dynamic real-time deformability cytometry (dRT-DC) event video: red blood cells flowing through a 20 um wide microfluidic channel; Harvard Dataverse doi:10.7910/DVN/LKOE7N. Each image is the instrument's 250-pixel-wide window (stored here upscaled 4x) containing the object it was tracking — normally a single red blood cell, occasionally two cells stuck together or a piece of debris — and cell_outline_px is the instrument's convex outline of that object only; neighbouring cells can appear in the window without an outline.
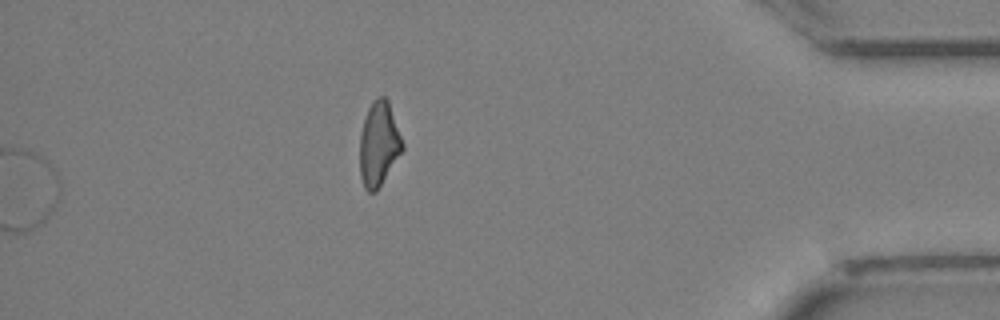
{"species": "Egyptian fruit bat (a non-hibernating species)", "species_latin": "Rousettus aegyptiacus", "temperature_condition": "cold", "stored_images_in_passage": 33, "segment_of_instrument_passage": [2, 2], "camera_frame_rate_fps": 3000, "um_per_image_px": 0.085, "animal": {"sex": "female"}, "frame": {"image": 1, "passage_image": 33, "time_ms": 10.667, "image_size_px": [1000, 320], "cell_outline_px": [[404, 148], [376, 192], [368, 192], [364, 188], [360, 176], [360, 132], [368, 108], [372, 100], [380, 96], [384, 96], [388, 100], [404, 144]], "centroid_in_image_um": [32.19, 12.24], "position_along_channel_um": 403.0, "area_um2": 20.92}}